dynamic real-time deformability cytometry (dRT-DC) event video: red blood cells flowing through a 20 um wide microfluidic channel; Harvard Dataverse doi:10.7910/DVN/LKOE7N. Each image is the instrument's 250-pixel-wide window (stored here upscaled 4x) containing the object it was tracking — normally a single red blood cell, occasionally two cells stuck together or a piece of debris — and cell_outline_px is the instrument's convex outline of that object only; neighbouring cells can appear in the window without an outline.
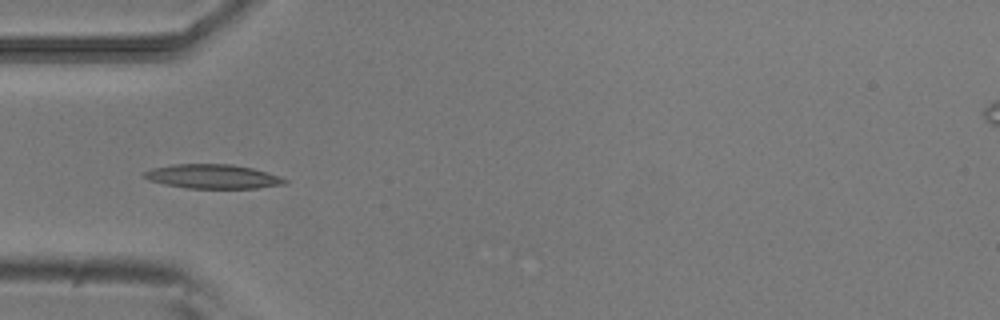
{"species": "common noctule bat (a hibernating species)", "species_latin": "Nyctalus noctula", "temperature_condition": "room temperature", "stored_images_in_passage": 37, "camera_frame_rate_fps": 3000, "um_per_image_px": 0.085, "animal": {"sex": "male", "body_mass_g": 20.5, "forearm_length_mm": 52.5}, "frame": {"image": 1, "passage_image": 1, "time_ms": 0.0, "image_size_px": [1000, 320], "cell_outline_px": [[288, 184], [256, 188], [188, 188], [164, 184], [148, 180], [140, 176], [144, 172], [152, 168], [172, 164], [232, 164], [252, 168], [268, 172], [280, 176], [288, 180]], "centroid_in_image_um": [18.09, 15.0], "position_along_channel_um": 66.9, "area_um2": 20.0}}
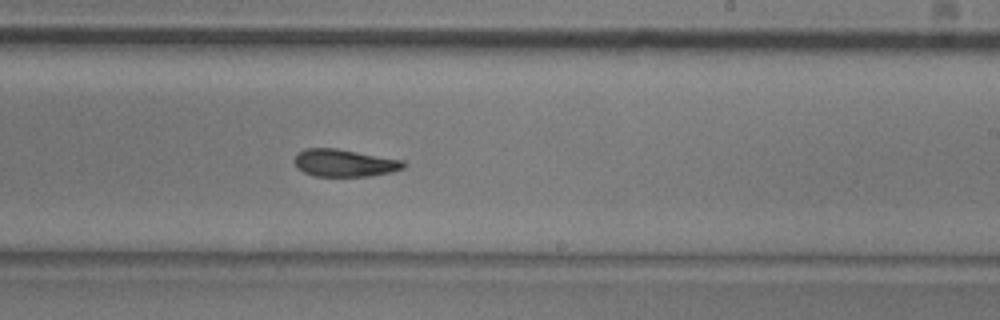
{"frame": {"image": 2, "passage_image": 16, "time_ms": 5.0, "image_size_px": [1000, 320], "cell_outline_px": [[408, 164], [404, 168], [392, 172], [368, 176], [316, 176], [304, 172], [296, 168], [292, 160], [304, 148], [336, 148], [404, 160]], "centroid_in_image_um": [29.29, 13.85], "position_along_channel_um": 259.7, "area_um2": 17.57}}
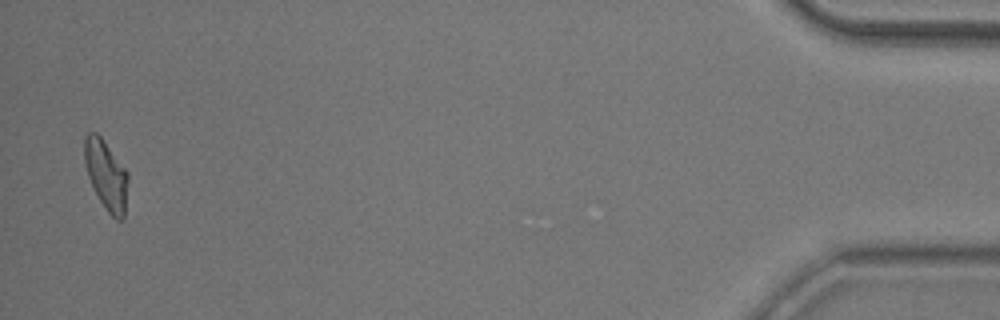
{"frame": {"image": 3, "passage_image": 36, "time_ms": 11.667, "image_size_px": [1000, 320], "cell_outline_px": [[128, 180], [124, 220], [116, 220], [108, 212], [100, 200], [88, 176], [84, 160], [84, 136], [88, 132], [96, 132], [100, 136], [128, 172]], "centroid_in_image_um": [9.03, 14.87], "position_along_channel_um": 426.2, "area_um2": 17.51}, "authors_computed_cell_mechanics": {"area_um2": 17.8024, "velocity_mm_per_s": 3.8414, "shape_relaxation_time_tau1_ms": 4.9994, "shape_relaxation_time_tau2_ms": 5.7452, "deformation_change_tau1": 0.1601, "deformation_change_tau2": 0.126}}